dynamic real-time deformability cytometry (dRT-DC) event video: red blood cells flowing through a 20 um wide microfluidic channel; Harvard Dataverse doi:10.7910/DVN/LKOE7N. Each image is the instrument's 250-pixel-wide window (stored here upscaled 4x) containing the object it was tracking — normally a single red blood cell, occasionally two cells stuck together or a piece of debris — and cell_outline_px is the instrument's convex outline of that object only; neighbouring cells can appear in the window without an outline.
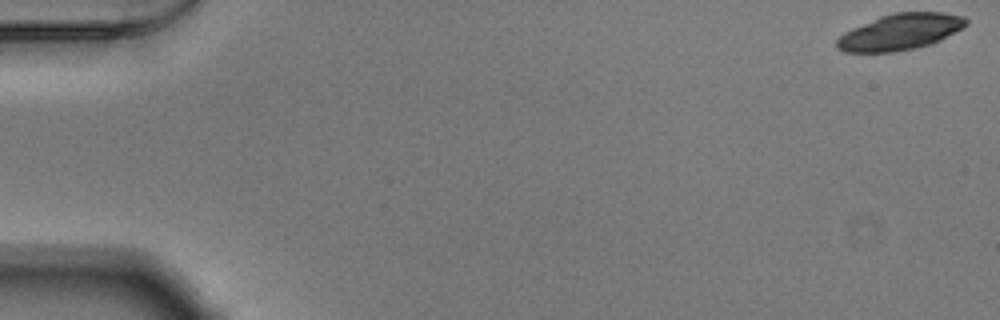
{"species": "Egyptian fruit bat (a non-hibernating species)", "species_latin": "Rousettus aegyptiacus", "temperature_condition": "warm", "stored_images_in_passage": 53, "camera_frame_rate_fps": 3000, "um_per_image_px": 0.085, "animal": {"sex": "male"}, "frame": {"image": 1, "passage_image": 1, "time_ms": 0.0, "image_size_px": [1000, 320], "cell_outline_px": [[968, 24], [940, 40], [932, 44], [916, 48], [892, 52], [844, 52], [836, 48], [836, 40], [844, 32], [852, 28], [880, 16], [892, 12], [944, 12], [964, 16], [968, 20]], "centroid_in_image_um": [76.51, 2.71], "position_along_channel_um": 8.5, "area_um2": 27.28}}
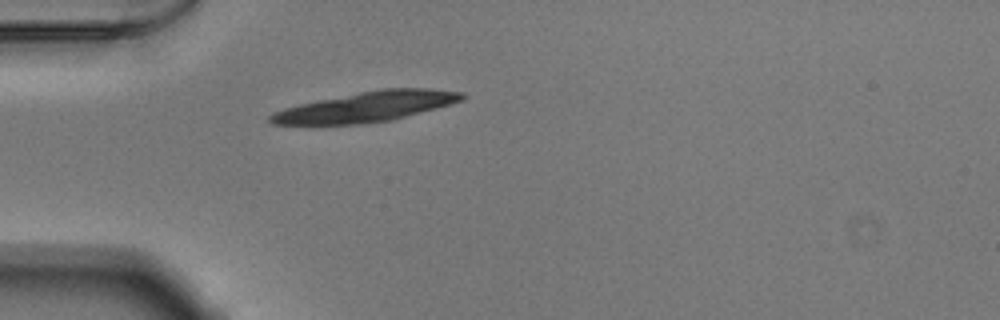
{"frame": {"image": 2, "passage_image": 16, "time_ms": 5.0, "image_size_px": [1000, 320], "cell_outline_px": [[468, 96], [464, 100], [392, 120], [364, 124], [316, 128], [308, 128], [272, 124], [268, 120], [268, 116], [272, 112], [284, 108], [300, 104], [380, 88], [428, 88], [464, 92]], "centroid_in_image_um": [31.0, 9.13], "position_along_channel_um": 54.0, "area_um2": 34.91}}
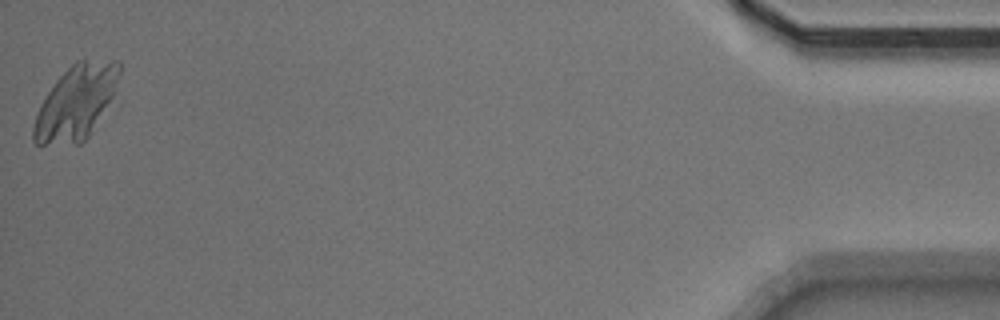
{"frame": {"image": 3, "passage_image": 53, "time_ms": 17.333, "image_size_px": [1000, 320], "cell_outline_px": [[120, 72], [112, 96], [88, 136], [80, 144], [36, 144], [32, 140], [32, 128], [40, 104], [56, 80], [76, 60], [120, 60]], "centroid_in_image_um": [6.43, 8.7], "position_along_channel_um": 428.8, "area_um2": 36.41}}